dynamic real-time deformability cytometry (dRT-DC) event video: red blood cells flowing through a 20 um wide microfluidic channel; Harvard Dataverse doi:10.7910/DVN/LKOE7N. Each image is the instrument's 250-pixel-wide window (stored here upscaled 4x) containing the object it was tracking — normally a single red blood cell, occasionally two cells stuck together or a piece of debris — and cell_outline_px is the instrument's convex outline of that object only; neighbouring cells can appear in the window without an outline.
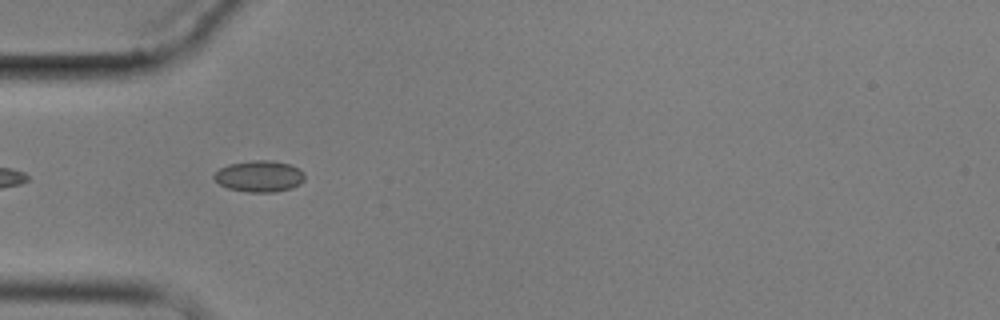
{"species": "common noctule bat (a hibernating species)", "species_latin": "Nyctalus noctula", "temperature_condition": "cold", "stored_images_in_passage": 6, "camera_frame_rate_fps": 3000, "um_per_image_px": 0.085, "animal": {"sex": "male", "body_mass_g": 17.9}, "frame": {"image": 1, "passage_image": 5, "time_ms": 4.667, "image_size_px": [1000, 320], "cell_outline_px": [[304, 180], [300, 184], [292, 188], [276, 192], [248, 192], [228, 188], [220, 184], [212, 176], [220, 168], [228, 164], [252, 160], [272, 160], [288, 164], [300, 168], [304, 172]], "centroid_in_image_um": [22.07, 14.98], "position_along_channel_um": 62.9, "area_um2": 16.65}}
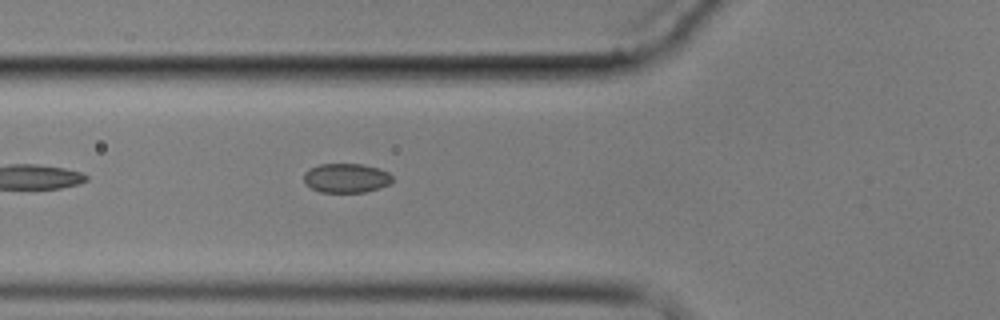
{"frame": {"image": 2, "passage_image": 6, "time_ms": 5.667, "image_size_px": [1000, 320], "cell_outline_px": [[392, 180], [388, 184], [380, 188], [364, 192], [320, 192], [312, 188], [304, 180], [304, 172], [308, 168], [320, 164], [360, 164], [380, 168], [388, 172], [392, 176]], "centroid_in_image_um": [29.43, 15.12], "position_along_channel_um": 96.4, "area_um2": 15.09}}